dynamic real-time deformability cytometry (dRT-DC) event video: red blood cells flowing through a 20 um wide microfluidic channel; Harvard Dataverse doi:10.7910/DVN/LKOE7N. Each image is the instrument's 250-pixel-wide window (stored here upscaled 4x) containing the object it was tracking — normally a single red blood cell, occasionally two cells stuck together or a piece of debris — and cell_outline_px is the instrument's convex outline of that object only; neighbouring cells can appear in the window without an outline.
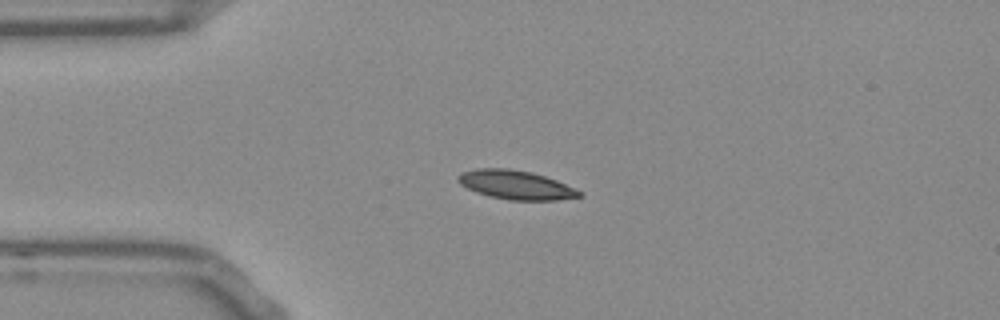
{"species": "Egyptian fruit bat (a non-hibernating species)", "species_latin": "Rousettus aegyptiacus", "temperature_condition": "room temperature", "stored_images_in_passage": 42, "camera_frame_rate_fps": 3000, "um_per_image_px": 0.085, "frame": {"image": 1, "passage_image": 1, "time_ms": 0.0, "image_size_px": [1000, 320], "cell_outline_px": [[584, 196], [556, 200], [508, 200], [488, 196], [476, 192], [460, 184], [456, 180], [456, 176], [464, 172], [476, 168], [508, 168], [532, 172], [556, 180], [576, 188], [584, 192]], "centroid_in_image_um": [43.87, 15.72], "position_along_channel_um": 41.1, "area_um2": 20.63}}
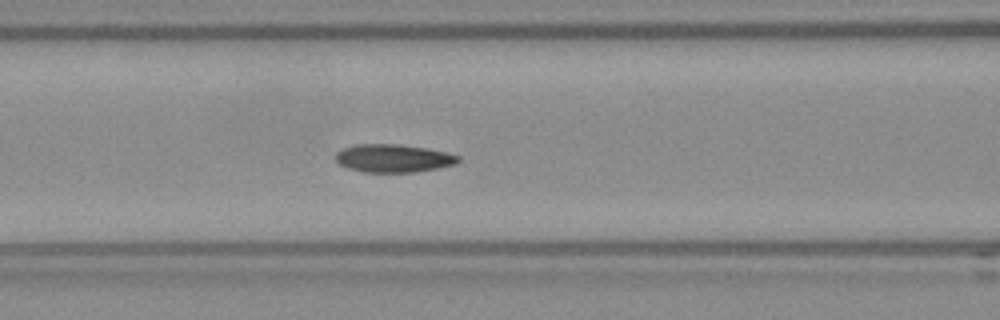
{"frame": {"image": 2, "passage_image": 10, "time_ms": 3.0, "image_size_px": [1000, 320], "cell_outline_px": [[460, 160], [456, 164], [436, 168], [412, 172], [364, 172], [348, 168], [340, 164], [336, 160], [336, 152], [344, 148], [356, 144], [396, 144], [428, 148], [448, 152], [460, 156]], "centroid_in_image_um": [33.45, 13.44], "position_along_channel_um": 133.1, "area_um2": 20.0}}
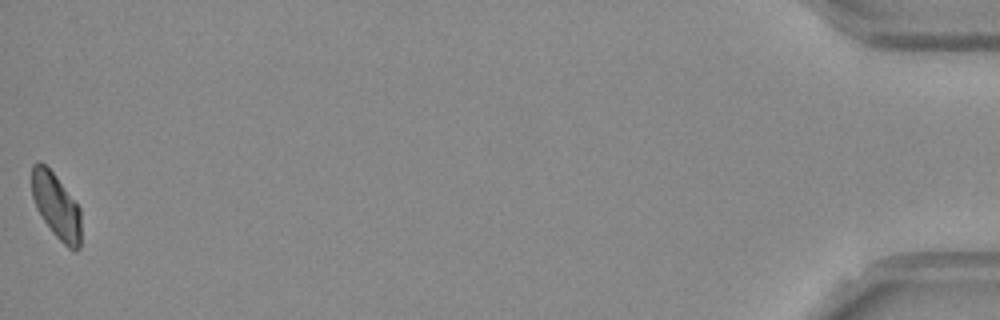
{"frame": {"image": 3, "passage_image": 42, "time_ms": 13.667, "image_size_px": [1000, 320], "cell_outline_px": [[80, 248], [76, 252], [68, 248], [52, 232], [36, 208], [32, 196], [32, 164], [40, 160], [56, 176], [80, 208]], "centroid_in_image_um": [4.78, 17.52], "position_along_channel_um": 430.4, "area_um2": 18.61}, "authors_computed_cell_mechanics": {"area_um2": 19.7098, "velocity_mm_per_s": 3.7599, "shape_relaxation_time_tau1_ms": 6.616, "shape_relaxation_time_tau2_ms": 7.8573, "deformation_change_tau1": 0.1331, "deformation_change_tau2": 0.1056}}